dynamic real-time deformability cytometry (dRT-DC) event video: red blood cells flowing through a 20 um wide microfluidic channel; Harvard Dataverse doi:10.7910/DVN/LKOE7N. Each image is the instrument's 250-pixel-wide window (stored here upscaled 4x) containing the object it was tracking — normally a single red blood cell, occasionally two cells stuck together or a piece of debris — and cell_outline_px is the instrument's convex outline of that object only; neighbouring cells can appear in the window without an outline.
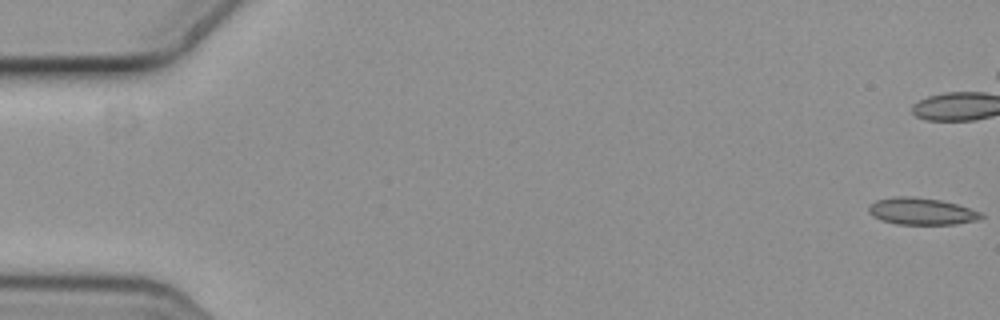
{"species": "common noctule bat (a hibernating species)", "species_latin": "Nyctalus noctula", "temperature_condition": "cold", "stored_images_in_passage": 8, "camera_frame_rate_fps": 3000, "um_per_image_px": 0.085, "animal": {"sex": "female", "body_mass_g": 19.3, "forearm_length_mm": 54.1}, "frame": {"image": 1, "passage_image": 1, "time_ms": 0.0, "image_size_px": [1000, 320], "cell_outline_px": [[984, 216], [976, 220], [956, 224], [896, 224], [880, 220], [872, 216], [868, 212], [868, 208], [876, 200], [892, 196], [912, 196], [940, 200], [956, 204], [980, 212]], "centroid_in_image_um": [78.28, 17.96], "position_along_channel_um": 6.7, "area_um2": 17.57}}